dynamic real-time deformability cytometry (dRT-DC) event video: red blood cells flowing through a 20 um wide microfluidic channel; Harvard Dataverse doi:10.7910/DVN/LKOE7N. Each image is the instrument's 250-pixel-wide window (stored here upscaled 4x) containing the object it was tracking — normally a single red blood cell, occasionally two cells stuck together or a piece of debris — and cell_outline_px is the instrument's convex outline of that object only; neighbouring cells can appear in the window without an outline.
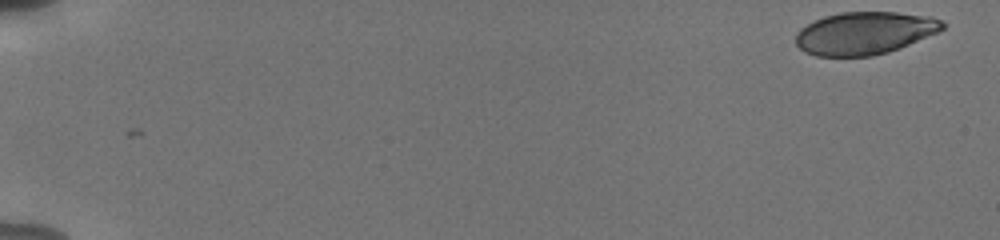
{"species": "human", "species_latin": "Homo sapiens", "temperature_condition": "cold", "stored_images_in_passage": 55, "camera_frame_rate_fps": 3000, "um_per_image_px": 0.085, "donor": {"sex": "male"}, "frame": {"image": 1, "passage_image": 1, "time_ms": 0.0, "image_size_px": [1000, 240], "cell_outline_px": [[948, 24], [944, 28], [936, 32], [900, 48], [888, 52], [872, 56], [816, 56], [804, 52], [796, 44], [796, 32], [800, 28], [824, 16], [840, 12], [896, 12], [932, 16], [944, 20]], "centroid_in_image_um": [73.51, 2.81], "position_along_channel_um": 11.5, "area_um2": 36.59}}
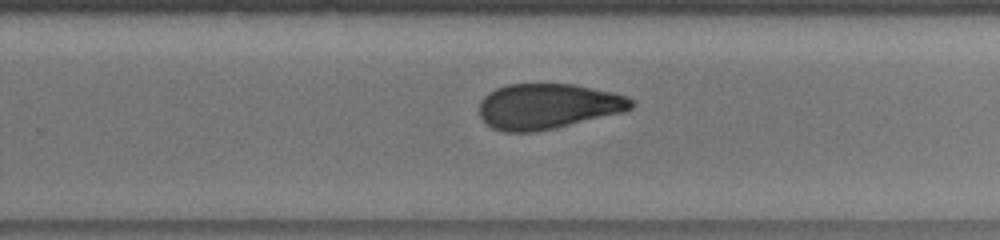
{"frame": {"image": 2, "passage_image": 37, "time_ms": 12.0, "image_size_px": [1000, 240], "cell_outline_px": [[636, 104], [632, 108], [624, 112], [556, 128], [536, 132], [504, 132], [492, 128], [480, 116], [480, 100], [488, 92], [496, 88], [508, 84], [576, 84], [612, 92], [628, 96]], "centroid_in_image_um": [46.59, 9.03], "position_along_channel_um": 283.2, "area_um2": 40.52}}
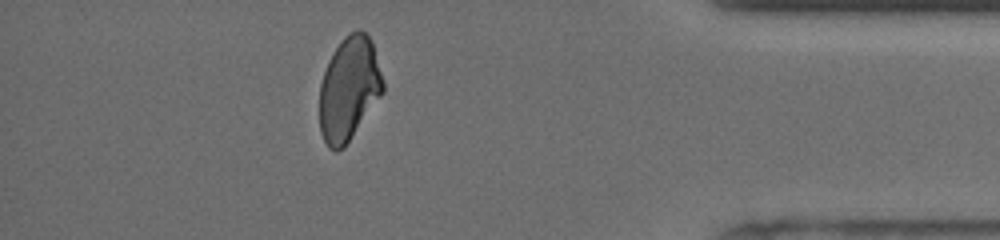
{"frame": {"image": 3, "passage_image": 49, "time_ms": 16.0, "image_size_px": [1000, 240], "cell_outline_px": [[384, 92], [344, 148], [336, 152], [328, 148], [320, 132], [320, 84], [328, 60], [332, 52], [344, 36], [352, 32], [364, 32], [372, 40], [384, 84]], "centroid_in_image_um": [29.66, 7.58], "position_along_channel_um": 405.5, "area_um2": 38.32}, "authors_computed_cell_mechanics": {"area_um2": 39.882, "velocity_mm_per_s": 3.8044, "shape_relaxation_time_tau1_ms": null, "shape_relaxation_time_tau2_ms": 2.5545, "deformation_change_tau1": null, "deformation_change_tau2": 0.0822}}